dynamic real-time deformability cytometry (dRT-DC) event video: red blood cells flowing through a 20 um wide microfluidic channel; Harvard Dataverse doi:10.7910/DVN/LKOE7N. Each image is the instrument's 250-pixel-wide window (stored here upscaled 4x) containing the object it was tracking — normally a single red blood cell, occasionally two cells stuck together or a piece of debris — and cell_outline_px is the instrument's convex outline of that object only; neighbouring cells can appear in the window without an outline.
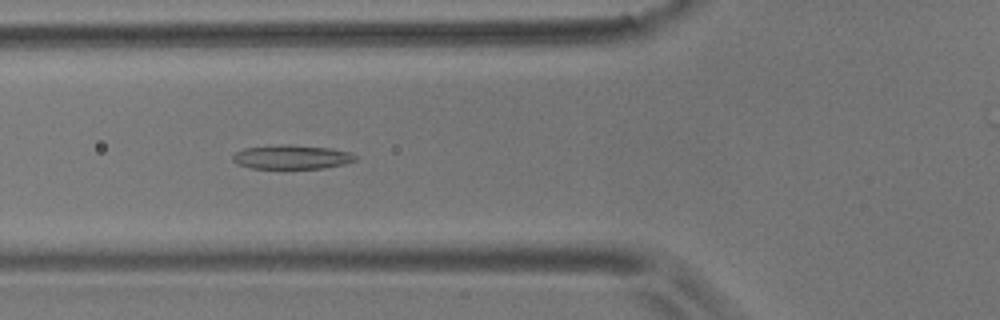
{"species": "common noctule bat (a hibernating species)", "species_latin": "Nyctalus noctula", "temperature_condition": "room temperature", "stored_images_in_passage": 42, "camera_frame_rate_fps": 3000, "um_per_image_px": 0.085, "animal": {"sex": "male", "body_mass_g": 17.9}, "frame": {"image": 1, "passage_image": 5, "time_ms": 1.333, "image_size_px": [1000, 320], "cell_outline_px": [[356, 160], [344, 164], [324, 168], [252, 168], [236, 164], [232, 160], [232, 156], [236, 152], [244, 148], [280, 144], [288, 144], [332, 148], [352, 152], [356, 156]], "centroid_in_image_um": [24.8, 13.34], "position_along_channel_um": 101.0, "area_um2": 17.34}}
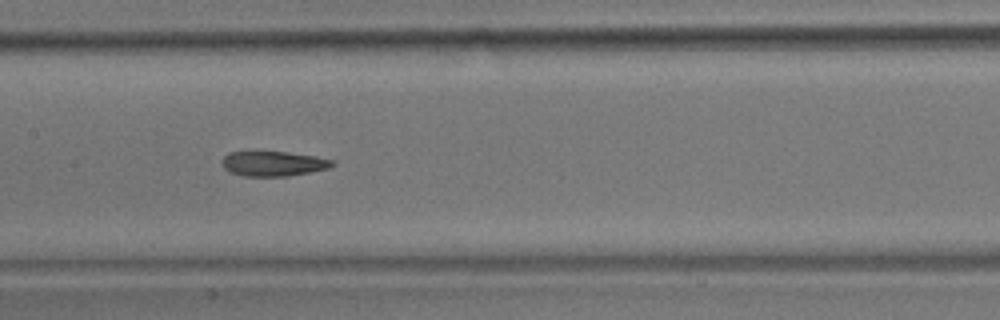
{"frame": {"image": 2, "passage_image": 12, "time_ms": 3.667, "image_size_px": [1000, 320], "cell_outline_px": [[336, 164], [328, 168], [288, 176], [244, 176], [228, 172], [224, 168], [224, 156], [228, 152], [288, 152], [316, 156], [336, 160]], "centroid_in_image_um": [23.27, 13.91], "position_along_channel_um": 184.1, "area_um2": 15.95}}
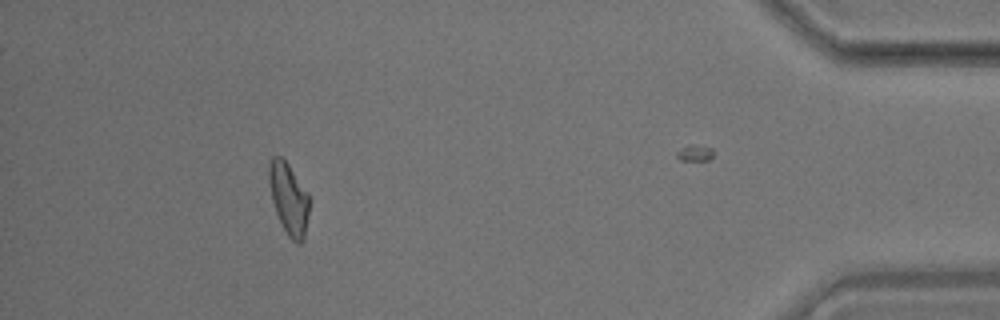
{"frame": {"image": 3, "passage_image": 36, "time_ms": 11.667, "image_size_px": [1000, 320], "cell_outline_px": [[308, 216], [304, 240], [300, 244], [296, 244], [288, 236], [276, 212], [272, 200], [268, 184], [268, 164], [272, 156], [280, 156], [288, 164], [308, 192]], "centroid_in_image_um": [24.53, 16.88], "position_along_channel_um": 410.7, "area_um2": 16.82}, "authors_computed_cell_mechanics": {"area_um2": 16.9932, "velocity_mm_per_s": 3.544, "shape_relaxation_time_tau1_ms": null, "shape_relaxation_time_tau2_ms": 3.4947, "deformation_change_tau1": null, "deformation_change_tau2": 0.1197}}